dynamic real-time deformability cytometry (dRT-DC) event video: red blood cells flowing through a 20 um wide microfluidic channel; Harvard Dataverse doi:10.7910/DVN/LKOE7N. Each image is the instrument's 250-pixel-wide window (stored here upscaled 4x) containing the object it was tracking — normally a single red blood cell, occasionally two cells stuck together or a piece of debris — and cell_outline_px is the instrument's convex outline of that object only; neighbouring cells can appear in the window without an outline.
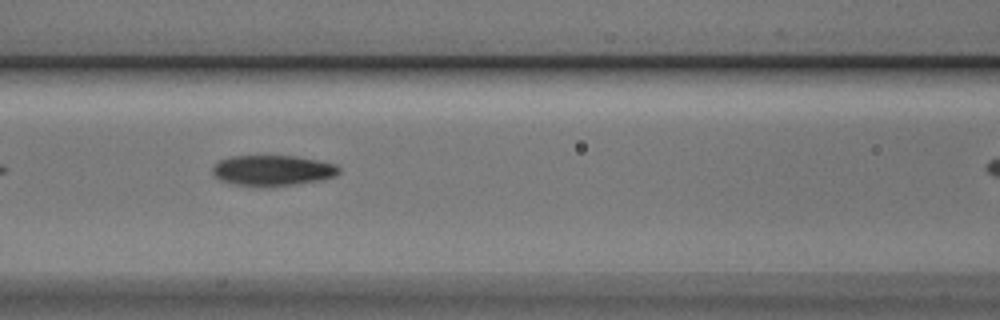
{"species": "Egyptian fruit bat (a non-hibernating species)", "species_latin": "Rousettus aegyptiacus", "temperature_condition": "cold", "stored_images_in_passage": 24, "camera_frame_rate_fps": 3000, "um_per_image_px": 0.085, "animal": {"sex": "male"}, "frame": {"image": 1, "passage_image": 8, "time_ms": 2.333, "image_size_px": [1000, 320], "cell_outline_px": [[340, 172], [336, 176], [320, 180], [296, 184], [268, 188], [260, 188], [232, 184], [220, 180], [212, 172], [212, 168], [220, 160], [232, 156], [296, 156], [336, 164], [340, 168]], "centroid_in_image_um": [23.17, 14.51], "position_along_channel_um": 143.4, "area_um2": 22.89}}
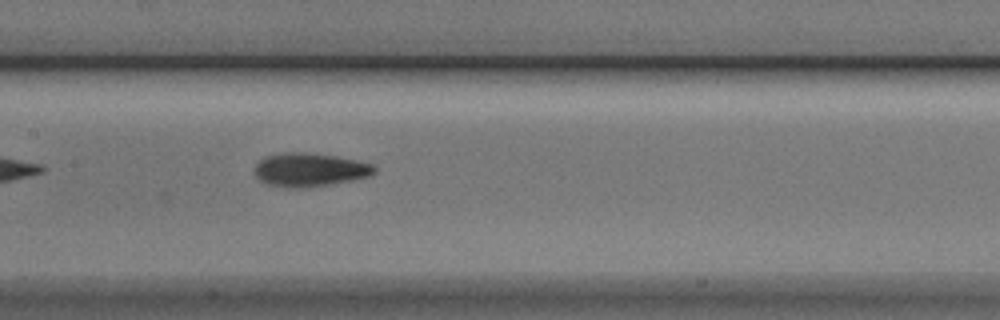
{"frame": {"image": 2, "passage_image": 11, "time_ms": 3.333, "image_size_px": [1000, 320], "cell_outline_px": [[376, 172], [368, 176], [352, 180], [304, 188], [296, 188], [268, 184], [260, 180], [252, 172], [256, 164], [264, 156], [284, 152], [308, 152], [336, 156], [360, 160], [376, 164]], "centroid_in_image_um": [26.34, 14.41], "position_along_channel_um": 181.1, "area_um2": 23.64}}